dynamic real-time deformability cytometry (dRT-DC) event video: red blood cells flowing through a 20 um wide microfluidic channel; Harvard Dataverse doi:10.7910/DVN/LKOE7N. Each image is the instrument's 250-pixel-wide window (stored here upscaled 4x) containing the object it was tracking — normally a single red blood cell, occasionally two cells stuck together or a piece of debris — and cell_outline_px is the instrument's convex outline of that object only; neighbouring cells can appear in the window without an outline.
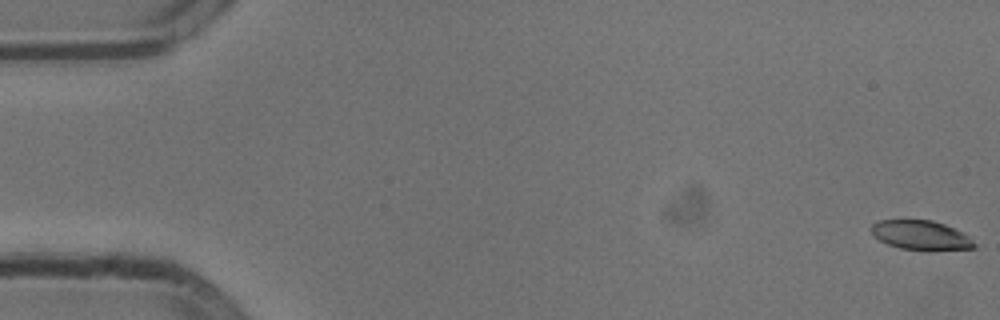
{"species": "common noctule bat (a hibernating species)", "species_latin": "Nyctalus noctula", "temperature_condition": "cold", "stored_images_in_passage": 55, "camera_frame_rate_fps": 3000, "um_per_image_px": 0.085, "animal": {"sex": "male", "body_mass_g": 13.3}, "frame": {"image": 1, "passage_image": 1, "time_ms": 0.0, "image_size_px": [1000, 320], "cell_outline_px": [[976, 248], [928, 252], [900, 248], [888, 244], [880, 240], [872, 232], [872, 224], [880, 220], [932, 220], [944, 224], [968, 236], [976, 244]], "centroid_in_image_um": [78.31, 20.02], "position_along_channel_um": 6.7, "area_um2": 17.74}}
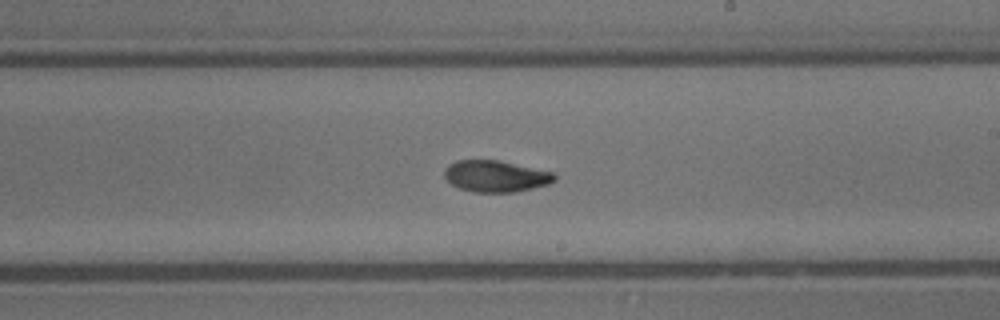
{"frame": {"image": 2, "passage_image": 32, "time_ms": 10.333, "image_size_px": [1000, 320], "cell_outline_px": [[556, 180], [548, 184], [516, 192], [472, 192], [460, 188], [452, 184], [444, 176], [444, 168], [448, 164], [456, 160], [500, 160], [556, 172]], "centroid_in_image_um": [42.16, 14.96], "position_along_channel_um": 246.8, "area_um2": 20.46}}
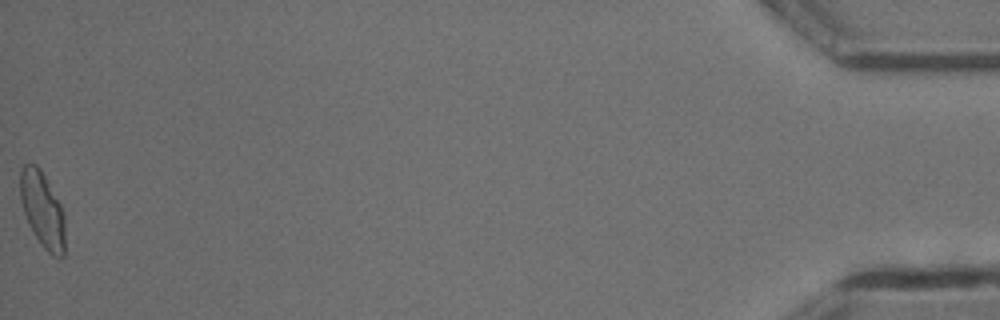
{"frame": {"image": 3, "passage_image": 55, "time_ms": 18.0, "image_size_px": [1000, 320], "cell_outline_px": [[64, 256], [60, 260], [52, 256], [44, 248], [28, 224], [20, 200], [20, 168], [24, 164], [36, 164], [40, 168], [60, 204], [64, 216]], "centroid_in_image_um": [3.6, 17.84], "position_along_channel_um": 431.6, "area_um2": 19.71}, "authors_computed_cell_mechanics": {"area_um2": 19.8254, "velocity_mm_per_s": 3.7843, "shape_relaxation_time_tau1_ms": 4.9005, "shape_relaxation_time_tau2_ms": 3.5982, "deformation_change_tau1": 0.16, "deformation_change_tau2": 0.0759}}